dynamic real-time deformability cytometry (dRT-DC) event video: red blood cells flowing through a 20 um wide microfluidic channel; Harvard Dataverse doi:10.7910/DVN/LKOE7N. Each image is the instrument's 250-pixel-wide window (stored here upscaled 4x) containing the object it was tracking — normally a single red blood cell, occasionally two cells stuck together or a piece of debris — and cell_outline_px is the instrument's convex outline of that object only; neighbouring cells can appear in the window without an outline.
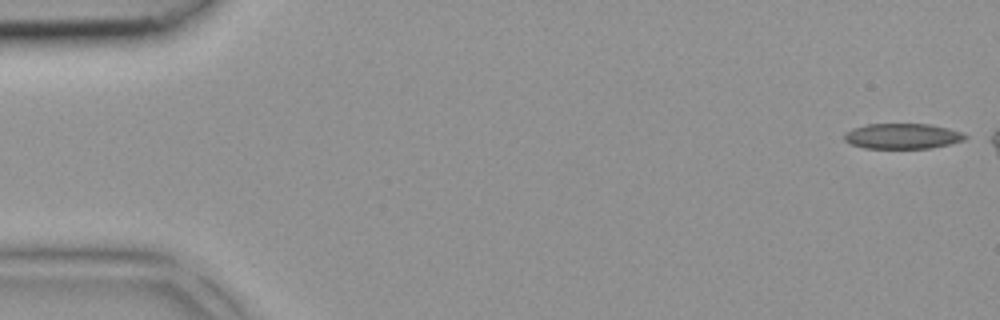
{"species": "common noctule bat (a hibernating species)", "species_latin": "Nyctalus noctula", "temperature_condition": "room temperature", "stored_images_in_passage": 37, "camera_frame_rate_fps": 3000, "um_per_image_px": 0.085, "animal": {"sex": "female", "body_mass_g": 18.4}, "frame": {"image": 1, "passage_image": 1, "time_ms": 0.0, "image_size_px": [1000, 320], "cell_outline_px": [[968, 136], [964, 140], [948, 144], [928, 148], [864, 148], [852, 144], [844, 140], [844, 136], [852, 128], [868, 124], [928, 124], [948, 128], [960, 132]], "centroid_in_image_um": [76.7, 11.57], "position_along_channel_um": 8.3, "area_um2": 17.63}}
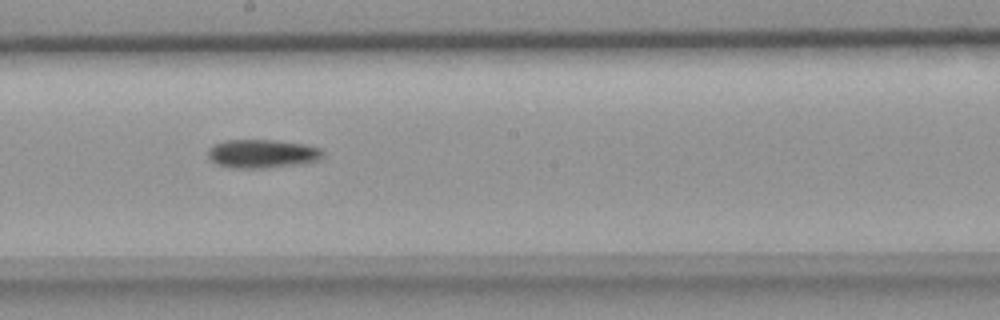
{"frame": {"image": 2, "passage_image": 23, "time_ms": 7.333, "image_size_px": [1000, 320], "cell_outline_px": [[324, 152], [316, 160], [300, 164], [264, 168], [236, 168], [220, 164], [212, 160], [208, 156], [208, 148], [212, 144], [224, 140], [276, 140], [308, 144], [320, 148]], "centroid_in_image_um": [22.28, 13.04], "position_along_channel_um": 225.9, "area_um2": 19.07}}
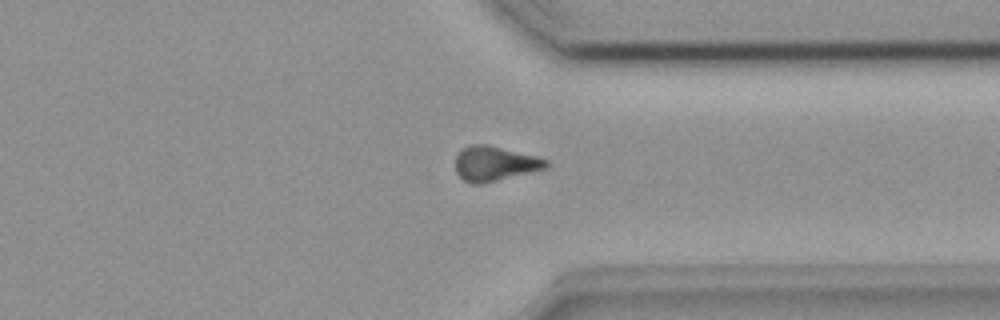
{"frame": {"image": 3, "passage_image": 32, "time_ms": 10.333, "image_size_px": [1000, 320], "cell_outline_px": [[548, 168], [532, 172], [480, 184], [472, 184], [464, 180], [456, 172], [456, 156], [464, 148], [472, 144], [488, 144], [536, 156], [548, 160]], "centroid_in_image_um": [42.07, 13.9], "position_along_channel_um": 369.3, "area_um2": 18.26}}